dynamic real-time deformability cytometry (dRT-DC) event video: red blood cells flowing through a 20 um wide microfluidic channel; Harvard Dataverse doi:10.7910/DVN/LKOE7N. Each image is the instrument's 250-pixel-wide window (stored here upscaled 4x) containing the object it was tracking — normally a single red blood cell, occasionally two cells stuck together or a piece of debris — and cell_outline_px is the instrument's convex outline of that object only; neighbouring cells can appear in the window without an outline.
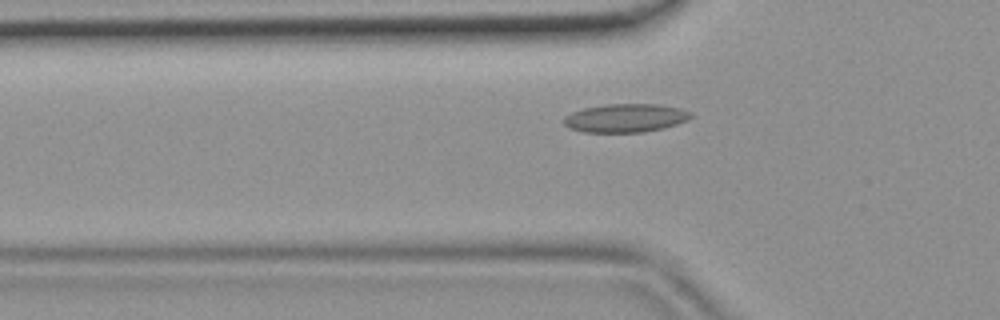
{"species": "common noctule bat (a hibernating species)", "species_latin": "Nyctalus noctula", "temperature_condition": "room temperature", "stored_images_in_passage": 44, "camera_frame_rate_fps": 3000, "um_per_image_px": 0.085, "animal": {"sex": "female", "body_mass_g": 19.9}, "frame": {"image": 1, "passage_image": 12, "time_ms": 3.667, "image_size_px": [1000, 320], "cell_outline_px": [[692, 116], [688, 120], [664, 128], [644, 132], [584, 132], [568, 128], [564, 124], [564, 116], [572, 112], [584, 108], [604, 104], [660, 104], [680, 108], [692, 112]], "centroid_in_image_um": [53.17, 10.03], "position_along_channel_um": 72.6, "area_um2": 21.21}}
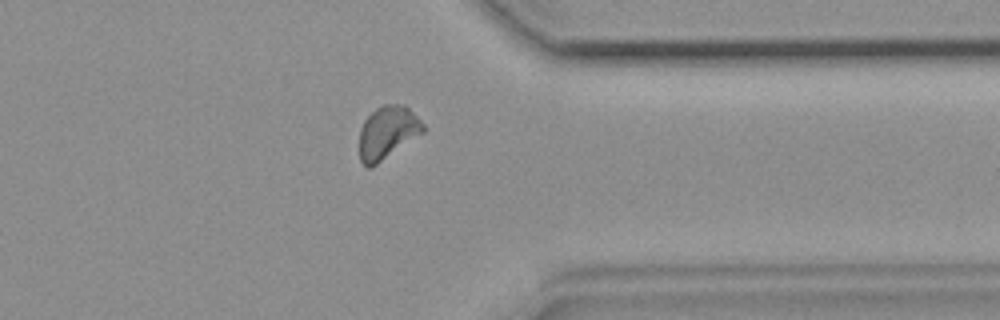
{"frame": {"image": 2, "passage_image": 34, "time_ms": 11.0, "image_size_px": [1000, 320], "cell_outline_px": [[424, 132], [372, 168], [368, 168], [360, 160], [360, 128], [364, 120], [376, 108], [384, 104], [404, 104], [424, 124]], "centroid_in_image_um": [32.93, 11.27], "position_along_channel_um": 378.5, "area_um2": 19.59}}
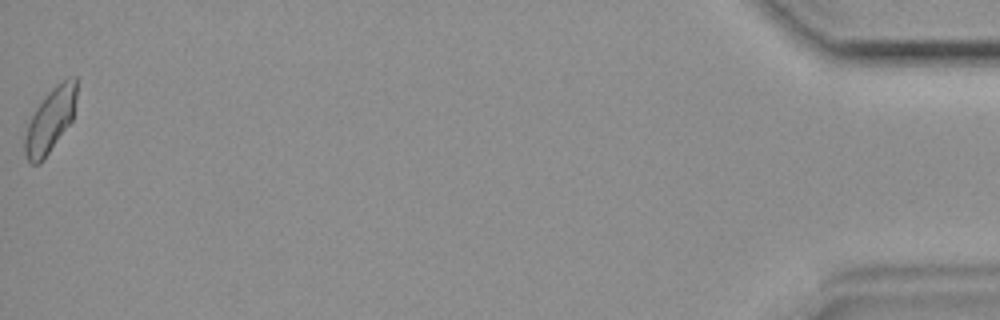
{"frame": {"image": 3, "passage_image": 44, "time_ms": 14.333, "image_size_px": [1000, 320], "cell_outline_px": [[76, 96], [72, 120], [40, 164], [32, 164], [28, 160], [24, 152], [24, 136], [28, 124], [36, 108], [44, 96], [56, 84], [68, 76], [76, 76]], "centroid_in_image_um": [4.26, 10.2], "position_along_channel_um": 430.9, "area_um2": 19.13}}